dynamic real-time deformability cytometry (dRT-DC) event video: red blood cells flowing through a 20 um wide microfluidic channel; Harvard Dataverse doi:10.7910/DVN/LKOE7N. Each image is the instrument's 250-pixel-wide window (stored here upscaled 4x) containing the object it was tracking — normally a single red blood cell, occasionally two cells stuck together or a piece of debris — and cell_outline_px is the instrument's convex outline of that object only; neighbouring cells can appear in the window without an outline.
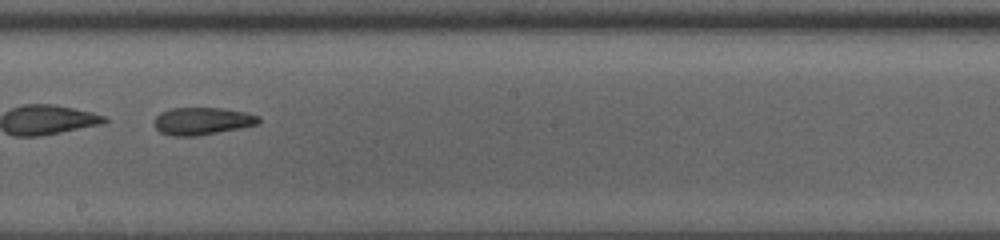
{"species": "common noctule bat (a hibernating species)", "species_latin": "Nyctalus noctula", "temperature_condition": "room temperature", "stored_images_in_passage": 33, "camera_frame_rate_fps": 3000, "um_per_image_px": 0.085, "animal": {"sex": "male", "body_mass_g": 13.0, "forearm_length_mm": 53.1}, "frame": {"image": 1, "passage_image": 15, "time_ms": 4.667, "image_size_px": [1000, 240], "cell_outline_px": [[260, 124], [240, 128], [196, 136], [176, 136], [160, 132], [156, 128], [156, 116], [160, 112], [172, 108], [224, 108], [244, 112], [260, 116]], "centroid_in_image_um": [17.23, 10.28], "position_along_channel_um": 231.0, "area_um2": 16.59}, "authors_computed_cell_mechanics": {"area_um2": 17.2244, "velocity_mm_per_s": 4.0419, "shape_relaxation_time_tau1_ms": 8.1477, "shape_relaxation_time_tau2_ms": 3.8937, "deformation_change_tau1": 0.2064, "deformation_change_tau2": 0.0814}}